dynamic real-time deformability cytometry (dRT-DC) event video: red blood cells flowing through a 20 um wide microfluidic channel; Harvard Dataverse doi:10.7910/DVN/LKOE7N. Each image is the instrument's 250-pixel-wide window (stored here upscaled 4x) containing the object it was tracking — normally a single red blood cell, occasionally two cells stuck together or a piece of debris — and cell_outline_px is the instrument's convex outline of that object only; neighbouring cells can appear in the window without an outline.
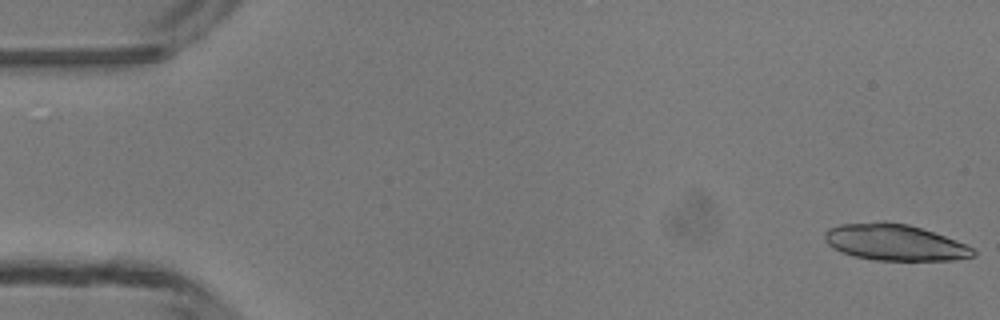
{"species": "common noctule bat (a hibernating species)", "species_latin": "Nyctalus noctula", "temperature_condition": "room temperature", "stored_images_in_passage": 4, "camera_frame_rate_fps": 3000, "um_per_image_px": 0.085, "animal": {"sex": "male", "body_mass_g": 13.3}, "frame": {"image": 1, "passage_image": 1, "time_ms": 0.0, "image_size_px": [1000, 320], "cell_outline_px": [[976, 256], [956, 260], [872, 260], [856, 256], [844, 252], [828, 244], [824, 240], [824, 232], [828, 228], [840, 224], [880, 220], [884, 220], [908, 224], [944, 236], [964, 244], [972, 248], [976, 252]], "centroid_in_image_um": [76.03, 20.58], "position_along_channel_um": 9.0, "area_um2": 31.39}}